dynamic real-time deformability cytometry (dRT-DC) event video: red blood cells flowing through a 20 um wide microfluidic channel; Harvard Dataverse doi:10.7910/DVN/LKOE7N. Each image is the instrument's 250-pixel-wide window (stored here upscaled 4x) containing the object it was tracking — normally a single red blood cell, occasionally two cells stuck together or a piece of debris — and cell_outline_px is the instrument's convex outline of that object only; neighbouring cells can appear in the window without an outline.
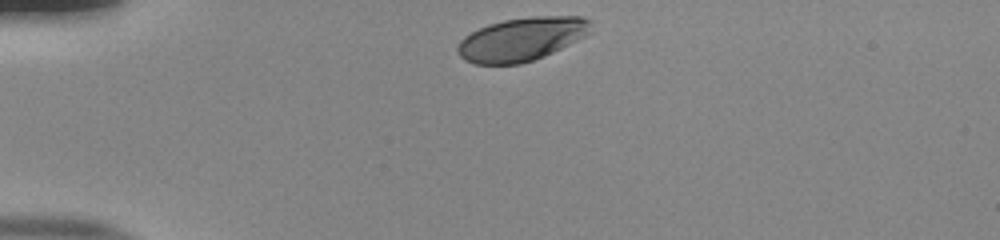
{"species": "human", "species_latin": "Homo sapiens", "temperature_condition": "room temperature", "stored_images_in_passage": 32, "camera_frame_rate_fps": 3000, "um_per_image_px": 0.085, "donor": {"sex": "male"}, "frame": {"image": 1, "passage_image": 1, "time_ms": 0.0, "image_size_px": [1000, 240], "cell_outline_px": [[592, 32], [544, 56], [520, 64], [476, 64], [464, 60], [456, 52], [456, 48], [460, 40], [464, 36], [488, 24], [504, 20], [532, 16], [580, 16], [592, 20]], "centroid_in_image_um": [44.34, 3.32], "position_along_channel_um": 40.7, "area_um2": 33.76}}
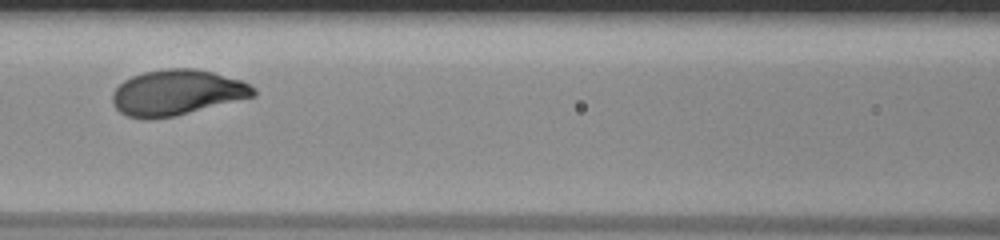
{"frame": {"image": 2, "passage_image": 13, "time_ms": 4.0, "image_size_px": [1000, 240], "cell_outline_px": [[256, 96], [176, 116], [148, 120], [128, 116], [120, 112], [112, 104], [112, 92], [124, 80], [132, 76], [144, 72], [164, 68], [196, 68], [212, 72], [240, 80], [256, 88]], "centroid_in_image_um": [15.02, 7.87], "position_along_channel_um": 151.6, "area_um2": 37.63}}
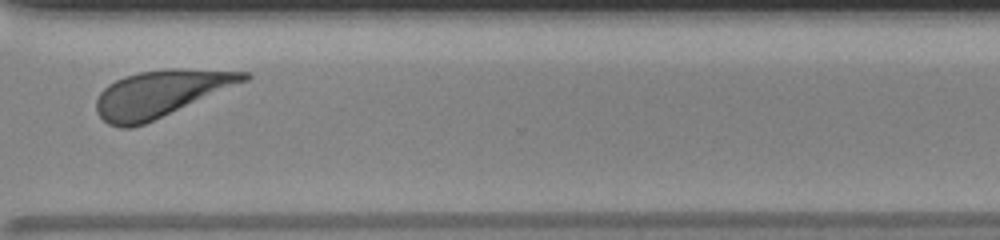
{"frame": {"image": 3, "passage_image": 29, "time_ms": 9.333, "image_size_px": [1000, 240], "cell_outline_px": [[252, 76], [248, 80], [144, 124], [132, 128], [120, 128], [108, 124], [96, 112], [96, 100], [100, 92], [108, 84], [124, 76], [140, 72], [168, 68], [180, 68], [252, 72]], "centroid_in_image_um": [13.64, 7.94], "position_along_channel_um": 357.0, "area_um2": 39.94}, "authors_computed_cell_mechanics": {"area_um2": 37.3966, "velocity_mm_per_s": 3.8506, "shape_relaxation_time_tau1_ms": 1.5699, "shape_relaxation_time_tau2_ms": 3.7937, "deformation_change_tau1": 0.1158, "deformation_change_tau2": 0.1143}}